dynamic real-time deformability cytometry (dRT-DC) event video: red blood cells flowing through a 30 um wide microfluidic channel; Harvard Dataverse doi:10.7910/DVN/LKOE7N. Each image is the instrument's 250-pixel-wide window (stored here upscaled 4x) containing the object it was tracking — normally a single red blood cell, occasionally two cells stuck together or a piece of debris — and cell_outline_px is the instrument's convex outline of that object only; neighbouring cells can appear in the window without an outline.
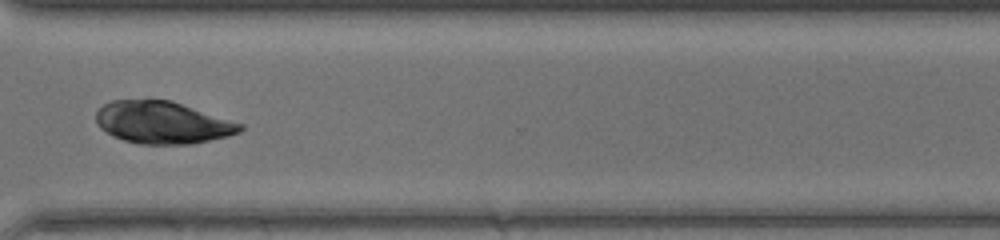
{"species": "common noctule bat (a hibernating species)", "species_latin": "Nyctalus noctula", "temperature_condition": "warm", "stored_images_in_passage": 39, "camera_frame_rate_fps": 3000, "um_per_image_px": 0.085, "animal": {"sex": "female", "body_mass_g": 17.0, "forearm_length_mm": 48.0}, "frame": {"image": 1, "passage_image": 28, "time_ms": 9.0, "image_size_px": [1000, 240], "cell_outline_px": [[244, 128], [240, 132], [228, 136], [192, 144], [140, 144], [124, 140], [112, 136], [100, 128], [96, 124], [96, 112], [104, 104], [112, 100], [172, 100], [244, 124]], "centroid_in_image_um": [13.82, 10.42], "position_along_channel_um": 356.8, "area_um2": 35.6}}
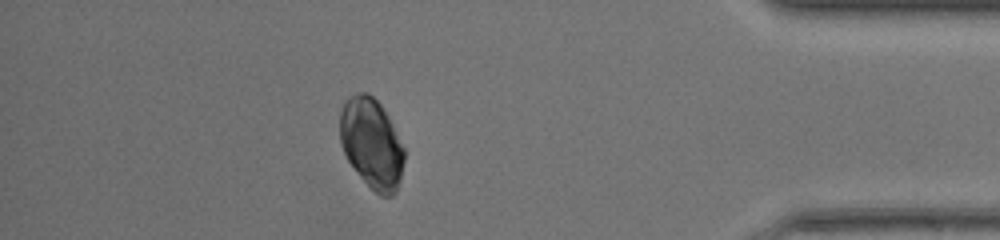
{"frame": {"image": 2, "passage_image": 34, "time_ms": 11.0, "image_size_px": [1000, 240], "cell_outline_px": [[404, 160], [400, 180], [396, 192], [392, 196], [380, 196], [360, 176], [348, 160], [340, 144], [340, 112], [344, 100], [348, 96], [356, 92], [368, 92], [380, 104], [388, 116], [404, 148]], "centroid_in_image_um": [31.57, 12.16], "position_along_channel_um": 403.6, "area_um2": 33.7}}